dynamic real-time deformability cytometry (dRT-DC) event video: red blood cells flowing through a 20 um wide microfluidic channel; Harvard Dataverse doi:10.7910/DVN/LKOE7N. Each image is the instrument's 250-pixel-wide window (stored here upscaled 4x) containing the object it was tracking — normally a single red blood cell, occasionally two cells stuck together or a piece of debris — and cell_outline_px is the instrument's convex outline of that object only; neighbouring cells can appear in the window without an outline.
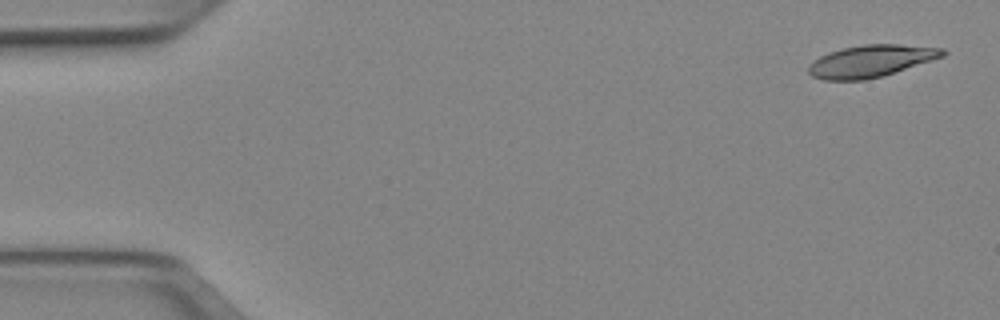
{"species": "Egyptian fruit bat (a non-hibernating species)", "species_latin": "Rousettus aegyptiacus", "temperature_condition": "cold", "stored_images_in_passage": 5, "segment_of_instrument_passage": [1, 2], "camera_frame_rate_fps": 3000, "um_per_image_px": 0.085, "animal": {"sex": "female"}, "frame": {"image": 1, "passage_image": 1, "time_ms": 0.0, "image_size_px": [1000, 320], "cell_outline_px": [[948, 52], [944, 56], [932, 60], [880, 76], [864, 80], [824, 80], [812, 76], [808, 72], [808, 64], [812, 60], [828, 52], [844, 48], [864, 44], [900, 44], [944, 48]], "centroid_in_image_um": [74.0, 5.18], "position_along_channel_um": 11.0, "area_um2": 24.97}}
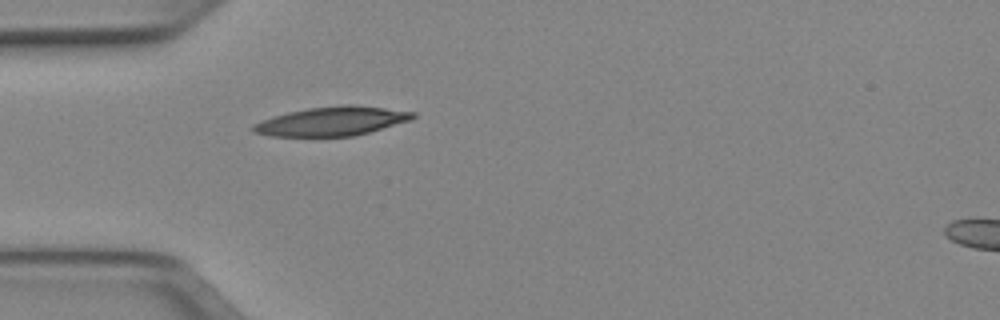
{"frame": {"image": 2, "passage_image": 4, "time_ms": 1.0, "image_size_px": [1000, 320], "cell_outline_px": [[416, 116], [412, 120], [356, 136], [272, 136], [252, 132], [252, 124], [260, 120], [272, 116], [288, 112], [308, 108], [344, 104], [356, 104], [416, 112]], "centroid_in_image_um": [28.23, 10.29], "position_along_channel_um": 56.8, "area_um2": 27.34}}